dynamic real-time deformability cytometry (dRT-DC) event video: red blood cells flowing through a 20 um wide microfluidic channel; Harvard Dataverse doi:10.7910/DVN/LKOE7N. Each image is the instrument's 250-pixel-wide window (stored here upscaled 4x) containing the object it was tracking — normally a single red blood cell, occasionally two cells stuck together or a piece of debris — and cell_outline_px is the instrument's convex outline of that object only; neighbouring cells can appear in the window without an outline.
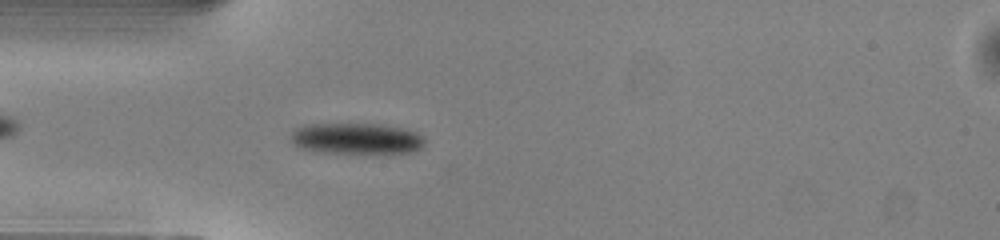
{"species": "common noctule bat (a hibernating species)", "species_latin": "Nyctalus noctula", "temperature_condition": "warm", "stored_images_in_passage": 41, "camera_frame_rate_fps": 3000, "um_per_image_px": 0.085, "animal": {"sex": "male", "body_mass_g": 13.0, "forearm_length_mm": 53.1}, "frame": {"image": 1, "passage_image": 5, "time_ms": 1.333, "image_size_px": [1000, 240], "cell_outline_px": [[428, 140], [420, 148], [412, 152], [324, 152], [300, 148], [292, 144], [288, 136], [296, 128], [304, 124], [384, 124], [404, 128], [416, 132], [424, 136]], "centroid_in_image_um": [30.29, 11.75], "position_along_channel_um": 54.7, "area_um2": 24.33}}
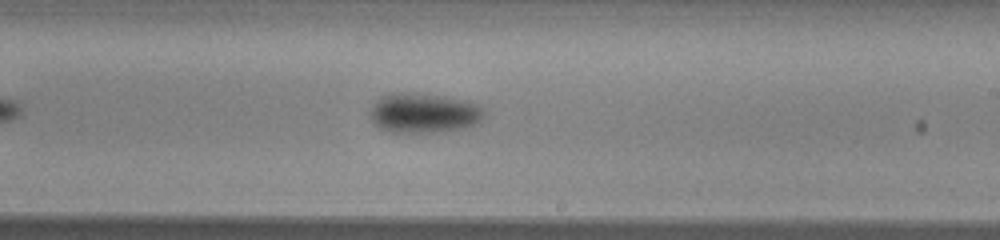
{"frame": {"image": 2, "passage_image": 20, "time_ms": 6.333, "image_size_px": [1000, 240], "cell_outline_px": [[484, 116], [476, 124], [460, 128], [436, 132], [388, 132], [380, 128], [368, 116], [368, 112], [372, 104], [380, 96], [392, 92], [416, 92], [444, 96], [468, 100], [484, 108]], "centroid_in_image_um": [35.97, 9.58], "position_along_channel_um": 253.0, "area_um2": 26.88}}
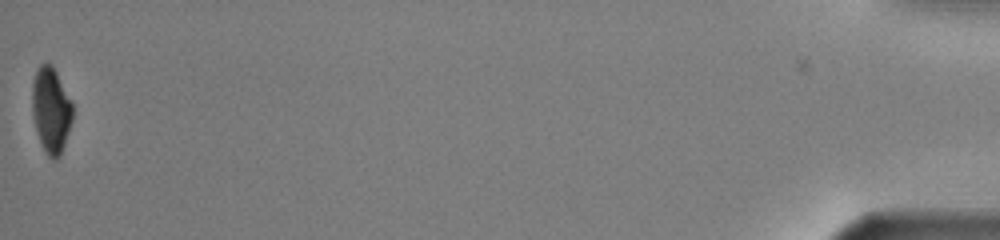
{"frame": {"image": 3, "passage_image": 41, "time_ms": 13.333, "image_size_px": [1000, 240], "cell_outline_px": [[72, 120], [60, 156], [56, 160], [52, 160], [48, 156], [36, 132], [32, 116], [32, 84], [36, 72], [40, 64], [52, 64], [72, 104]], "centroid_in_image_um": [4.31, 9.38], "position_along_channel_um": 430.9, "area_um2": 19.88}, "authors_computed_cell_mechanics": {"area_um2": 24.1604, "velocity_mm_per_s": 4.0682, "shape_relaxation_time_tau1_ms": 2.0832, "shape_relaxation_time_tau2_ms": null, "deformation_change_tau1": 0.1016, "deformation_change_tau2": null}}